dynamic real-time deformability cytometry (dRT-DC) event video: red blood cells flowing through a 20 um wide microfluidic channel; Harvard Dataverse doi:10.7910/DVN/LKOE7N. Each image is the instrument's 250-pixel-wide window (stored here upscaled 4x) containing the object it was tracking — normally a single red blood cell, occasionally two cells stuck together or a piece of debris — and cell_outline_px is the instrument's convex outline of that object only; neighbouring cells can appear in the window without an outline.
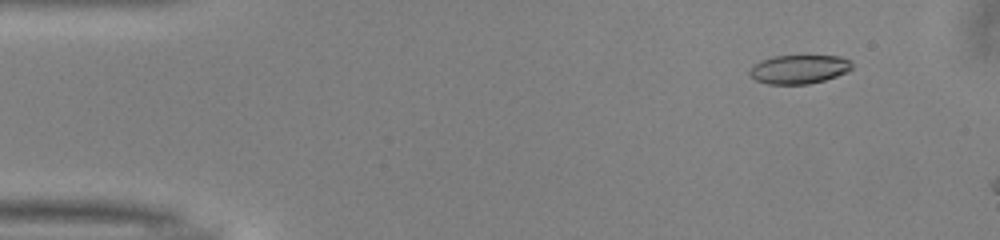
{"species": "common noctule bat (a hibernating species)", "species_latin": "Nyctalus noctula", "temperature_condition": "warm", "stored_images_in_passage": 10, "camera_frame_rate_fps": 3000, "um_per_image_px": 0.085, "animal": {"sex": "male", "body_mass_g": 13.0, "forearm_length_mm": 53.1}, "frame": {"image": 1, "passage_image": 5, "time_ms": 1.333, "image_size_px": [1000, 240], "cell_outline_px": [[852, 68], [848, 72], [824, 80], [808, 84], [768, 84], [756, 80], [748, 76], [748, 72], [752, 64], [760, 60], [772, 56], [840, 56], [852, 60]], "centroid_in_image_um": [67.89, 5.88], "position_along_channel_um": 17.1, "area_um2": 17.46}}